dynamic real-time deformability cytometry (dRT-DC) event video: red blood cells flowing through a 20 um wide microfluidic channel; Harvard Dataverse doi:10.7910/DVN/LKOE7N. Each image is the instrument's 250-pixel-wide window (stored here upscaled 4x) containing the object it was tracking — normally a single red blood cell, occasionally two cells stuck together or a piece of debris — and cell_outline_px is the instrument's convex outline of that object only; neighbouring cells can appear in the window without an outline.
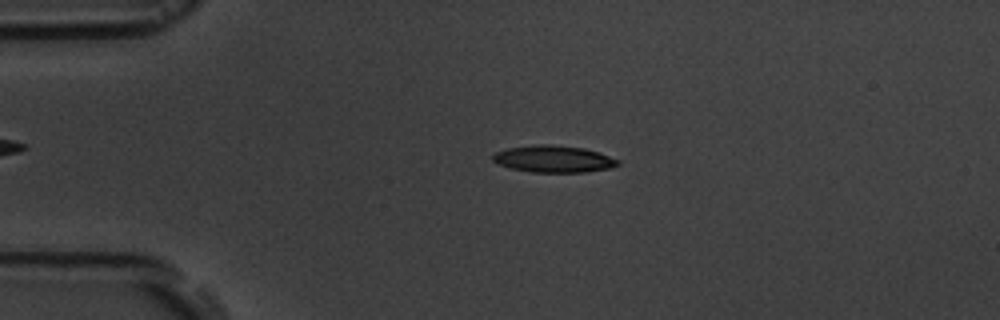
{"species": "common noctule bat (a hibernating species)", "species_latin": "Nyctalus noctula", "temperature_condition": "room temperature", "stored_images_in_passage": 3, "camera_frame_rate_fps": 3000, "um_per_image_px": 0.085, "animal": {"sex": "male", "body_mass_g": 19.5, "forearm_length_mm": 54.6}, "frame": {"image": 1, "passage_image": 2, "time_ms": 1.333, "image_size_px": [1000, 320], "cell_outline_px": [[620, 164], [612, 168], [584, 172], [532, 172], [512, 168], [496, 164], [492, 160], [492, 156], [496, 152], [508, 148], [536, 144], [548, 144], [584, 148], [600, 152], [620, 160]], "centroid_in_image_um": [47.08, 13.51], "position_along_channel_um": 37.9, "area_um2": 19.71}}